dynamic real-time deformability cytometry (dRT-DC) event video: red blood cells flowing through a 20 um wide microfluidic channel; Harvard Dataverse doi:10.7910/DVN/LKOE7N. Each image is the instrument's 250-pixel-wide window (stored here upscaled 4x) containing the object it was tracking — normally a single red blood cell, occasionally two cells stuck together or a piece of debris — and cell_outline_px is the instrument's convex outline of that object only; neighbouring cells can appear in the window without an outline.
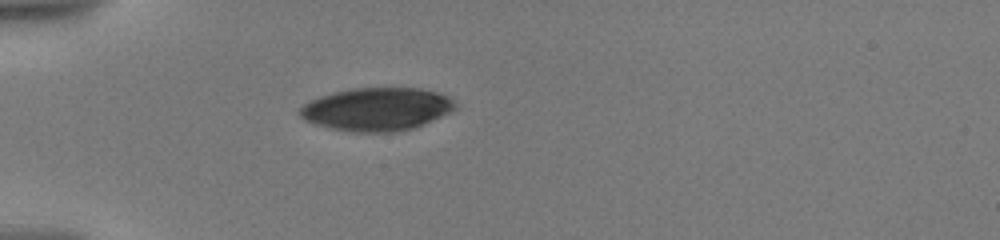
{"species": "human", "species_latin": "Homo sapiens", "temperature_condition": "warm", "stored_images_in_passage": 17, "camera_frame_rate_fps": 3000, "um_per_image_px": 0.085, "donor": {"sex": "male"}, "frame": {"image": 1, "passage_image": 1, "time_ms": 0.0, "image_size_px": [1000, 240], "cell_outline_px": [[456, 108], [440, 116], [412, 128], [392, 132], [352, 132], [332, 128], [316, 124], [304, 120], [300, 116], [300, 108], [304, 104], [320, 96], [332, 92], [352, 88], [420, 88], [436, 92], [448, 96], [456, 104]], "centroid_in_image_um": [32.0, 9.27], "position_along_channel_um": 53.0, "area_um2": 38.55}}
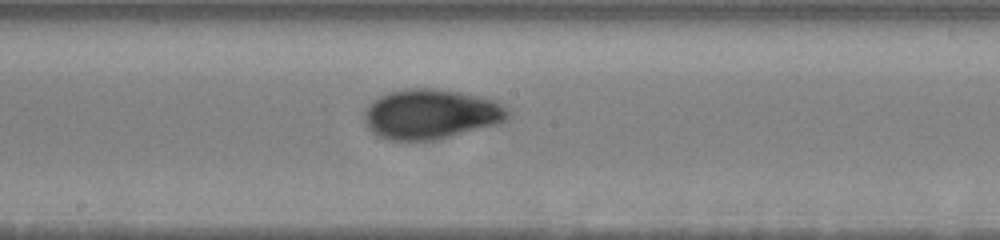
{"frame": {"image": 2, "passage_image": 10, "time_ms": 5.0, "image_size_px": [1000, 240], "cell_outline_px": [[508, 116], [504, 120], [492, 124], [436, 140], [388, 140], [376, 136], [368, 128], [364, 120], [364, 112], [368, 104], [372, 100], [388, 92], [404, 88], [440, 88], [496, 100], [508, 112]], "centroid_in_image_um": [36.52, 9.68], "position_along_channel_um": 211.7, "area_um2": 41.44}}
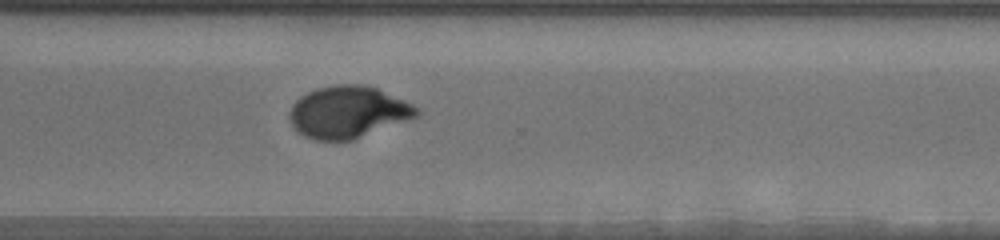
{"frame": {"image": 3, "passage_image": 17, "time_ms": 8.667, "image_size_px": [1000, 240], "cell_outline_px": [[420, 112], [416, 116], [408, 120], [352, 140], [316, 140], [304, 136], [292, 124], [288, 116], [292, 104], [300, 96], [316, 88], [332, 84], [360, 84], [376, 88], [404, 100], [412, 104]], "centroid_in_image_um": [29.55, 9.51], "position_along_channel_um": 341.0, "area_um2": 38.21}}